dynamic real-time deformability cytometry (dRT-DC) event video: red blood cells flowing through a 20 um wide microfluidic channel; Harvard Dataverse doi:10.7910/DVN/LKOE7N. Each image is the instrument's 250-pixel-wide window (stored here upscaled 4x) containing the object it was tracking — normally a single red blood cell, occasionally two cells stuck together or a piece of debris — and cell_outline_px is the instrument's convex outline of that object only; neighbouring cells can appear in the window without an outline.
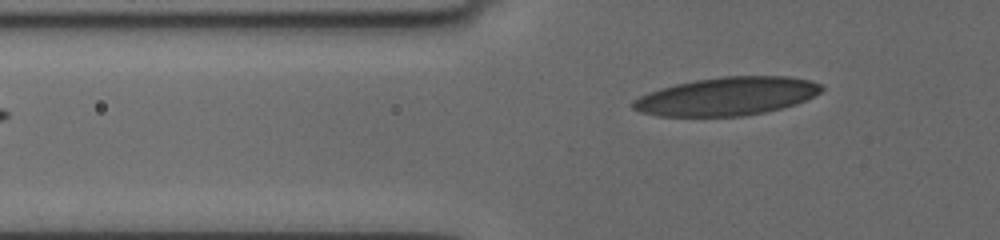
{"species": "human", "species_latin": "Homo sapiens", "temperature_condition": "cold", "stored_images_in_passage": 3, "camera_frame_rate_fps": 3000, "um_per_image_px": 0.085, "donor": {"sex": "female"}, "frame": {"image": 1, "passage_image": 3, "time_ms": 1.667, "image_size_px": [1000, 240], "cell_outline_px": [[824, 88], [820, 92], [796, 104], [764, 112], [740, 116], [660, 116], [640, 112], [632, 108], [632, 100], [648, 92], [660, 88], [676, 84], [696, 80], [720, 76], [788, 76], [808, 80], [820, 84]], "centroid_in_image_um": [61.75, 8.18], "position_along_channel_um": 64.0, "area_um2": 41.79}}